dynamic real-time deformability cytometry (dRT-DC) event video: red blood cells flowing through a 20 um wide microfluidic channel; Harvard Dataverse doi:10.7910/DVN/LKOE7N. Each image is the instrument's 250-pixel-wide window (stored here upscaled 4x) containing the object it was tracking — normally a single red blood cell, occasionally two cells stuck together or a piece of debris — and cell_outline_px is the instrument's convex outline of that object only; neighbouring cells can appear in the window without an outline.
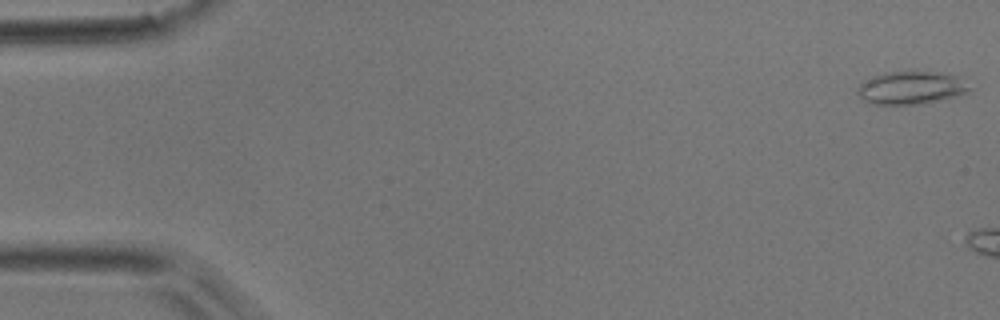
{"species": "common noctule bat (a hibernating species)", "species_latin": "Nyctalus noctula", "temperature_condition": "room temperature", "stored_images_in_passage": 6, "camera_frame_rate_fps": 3000, "um_per_image_px": 0.085, "animal": {"sex": "male", "body_mass_g": 17.9}, "frame": {"image": 1, "passage_image": 1, "time_ms": 0.0, "image_size_px": [1000, 320], "cell_outline_px": [[968, 92], [920, 104], [872, 104], [864, 100], [856, 92], [856, 88], [860, 84], [884, 72], [940, 72], [960, 76], [968, 88]], "centroid_in_image_um": [77.4, 7.46], "position_along_channel_um": 7.6, "area_um2": 20.92}}